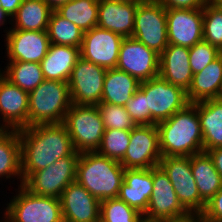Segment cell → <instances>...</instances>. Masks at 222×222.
<instances>
[{"mask_svg":"<svg viewBox=\"0 0 222 222\" xmlns=\"http://www.w3.org/2000/svg\"><path fill=\"white\" fill-rule=\"evenodd\" d=\"M53 11L71 0H43Z\"/></svg>","mask_w":222,"mask_h":222,"instance_id":"44","label":"cell"},{"mask_svg":"<svg viewBox=\"0 0 222 222\" xmlns=\"http://www.w3.org/2000/svg\"><path fill=\"white\" fill-rule=\"evenodd\" d=\"M125 108L136 125H156L151 120L145 93L140 88L127 101Z\"/></svg>","mask_w":222,"mask_h":222,"instance_id":"38","label":"cell"},{"mask_svg":"<svg viewBox=\"0 0 222 222\" xmlns=\"http://www.w3.org/2000/svg\"><path fill=\"white\" fill-rule=\"evenodd\" d=\"M206 152L211 157L215 169L222 177V147L207 150Z\"/></svg>","mask_w":222,"mask_h":222,"instance_id":"42","label":"cell"},{"mask_svg":"<svg viewBox=\"0 0 222 222\" xmlns=\"http://www.w3.org/2000/svg\"><path fill=\"white\" fill-rule=\"evenodd\" d=\"M168 44L191 48L203 40V10L166 8Z\"/></svg>","mask_w":222,"mask_h":222,"instance_id":"16","label":"cell"},{"mask_svg":"<svg viewBox=\"0 0 222 222\" xmlns=\"http://www.w3.org/2000/svg\"><path fill=\"white\" fill-rule=\"evenodd\" d=\"M107 69L80 57L68 81L71 102L97 106L101 102Z\"/></svg>","mask_w":222,"mask_h":222,"instance_id":"11","label":"cell"},{"mask_svg":"<svg viewBox=\"0 0 222 222\" xmlns=\"http://www.w3.org/2000/svg\"><path fill=\"white\" fill-rule=\"evenodd\" d=\"M76 152H94L105 132L97 106L71 104L64 122Z\"/></svg>","mask_w":222,"mask_h":222,"instance_id":"6","label":"cell"},{"mask_svg":"<svg viewBox=\"0 0 222 222\" xmlns=\"http://www.w3.org/2000/svg\"><path fill=\"white\" fill-rule=\"evenodd\" d=\"M143 215L119 198L100 201V222H142Z\"/></svg>","mask_w":222,"mask_h":222,"instance_id":"33","label":"cell"},{"mask_svg":"<svg viewBox=\"0 0 222 222\" xmlns=\"http://www.w3.org/2000/svg\"><path fill=\"white\" fill-rule=\"evenodd\" d=\"M123 39L110 30L94 27L84 32L80 55L84 60L106 69L116 68Z\"/></svg>","mask_w":222,"mask_h":222,"instance_id":"15","label":"cell"},{"mask_svg":"<svg viewBox=\"0 0 222 222\" xmlns=\"http://www.w3.org/2000/svg\"><path fill=\"white\" fill-rule=\"evenodd\" d=\"M161 158L157 125H136L121 165L125 169H151L159 166Z\"/></svg>","mask_w":222,"mask_h":222,"instance_id":"12","label":"cell"},{"mask_svg":"<svg viewBox=\"0 0 222 222\" xmlns=\"http://www.w3.org/2000/svg\"><path fill=\"white\" fill-rule=\"evenodd\" d=\"M165 8L170 9H199L203 8L208 0H158Z\"/></svg>","mask_w":222,"mask_h":222,"instance_id":"40","label":"cell"},{"mask_svg":"<svg viewBox=\"0 0 222 222\" xmlns=\"http://www.w3.org/2000/svg\"><path fill=\"white\" fill-rule=\"evenodd\" d=\"M0 73L12 84L28 93L39 86L43 81L40 63L12 61Z\"/></svg>","mask_w":222,"mask_h":222,"instance_id":"31","label":"cell"},{"mask_svg":"<svg viewBox=\"0 0 222 222\" xmlns=\"http://www.w3.org/2000/svg\"><path fill=\"white\" fill-rule=\"evenodd\" d=\"M140 83L138 79L120 69H107L100 103L125 106L139 89Z\"/></svg>","mask_w":222,"mask_h":222,"instance_id":"27","label":"cell"},{"mask_svg":"<svg viewBox=\"0 0 222 222\" xmlns=\"http://www.w3.org/2000/svg\"><path fill=\"white\" fill-rule=\"evenodd\" d=\"M47 32L50 44L81 48L84 32L56 10L51 12Z\"/></svg>","mask_w":222,"mask_h":222,"instance_id":"32","label":"cell"},{"mask_svg":"<svg viewBox=\"0 0 222 222\" xmlns=\"http://www.w3.org/2000/svg\"><path fill=\"white\" fill-rule=\"evenodd\" d=\"M117 1H121V2H133V3H142L145 2L147 0H117Z\"/></svg>","mask_w":222,"mask_h":222,"instance_id":"47","label":"cell"},{"mask_svg":"<svg viewBox=\"0 0 222 222\" xmlns=\"http://www.w3.org/2000/svg\"><path fill=\"white\" fill-rule=\"evenodd\" d=\"M190 213L181 205L168 175L160 166L153 168V192L143 218L159 222L188 216Z\"/></svg>","mask_w":222,"mask_h":222,"instance_id":"13","label":"cell"},{"mask_svg":"<svg viewBox=\"0 0 222 222\" xmlns=\"http://www.w3.org/2000/svg\"><path fill=\"white\" fill-rule=\"evenodd\" d=\"M159 75L170 84L179 86L187 92L193 79L189 48L168 44L160 54Z\"/></svg>","mask_w":222,"mask_h":222,"instance_id":"22","label":"cell"},{"mask_svg":"<svg viewBox=\"0 0 222 222\" xmlns=\"http://www.w3.org/2000/svg\"><path fill=\"white\" fill-rule=\"evenodd\" d=\"M0 119L4 129L29 127V93L0 73Z\"/></svg>","mask_w":222,"mask_h":222,"instance_id":"18","label":"cell"},{"mask_svg":"<svg viewBox=\"0 0 222 222\" xmlns=\"http://www.w3.org/2000/svg\"><path fill=\"white\" fill-rule=\"evenodd\" d=\"M124 167L117 160L94 152L80 153L76 181L99 201L118 198Z\"/></svg>","mask_w":222,"mask_h":222,"instance_id":"3","label":"cell"},{"mask_svg":"<svg viewBox=\"0 0 222 222\" xmlns=\"http://www.w3.org/2000/svg\"><path fill=\"white\" fill-rule=\"evenodd\" d=\"M222 97V53L201 72L193 74L187 91L190 103Z\"/></svg>","mask_w":222,"mask_h":222,"instance_id":"24","label":"cell"},{"mask_svg":"<svg viewBox=\"0 0 222 222\" xmlns=\"http://www.w3.org/2000/svg\"><path fill=\"white\" fill-rule=\"evenodd\" d=\"M7 19H10L8 20V23L11 24L10 16L0 7V26L4 25L7 22Z\"/></svg>","mask_w":222,"mask_h":222,"instance_id":"45","label":"cell"},{"mask_svg":"<svg viewBox=\"0 0 222 222\" xmlns=\"http://www.w3.org/2000/svg\"><path fill=\"white\" fill-rule=\"evenodd\" d=\"M0 222H9L6 218L4 219L3 217V220H0Z\"/></svg>","mask_w":222,"mask_h":222,"instance_id":"48","label":"cell"},{"mask_svg":"<svg viewBox=\"0 0 222 222\" xmlns=\"http://www.w3.org/2000/svg\"><path fill=\"white\" fill-rule=\"evenodd\" d=\"M222 52L205 40H201L189 48L190 68L193 74L201 72Z\"/></svg>","mask_w":222,"mask_h":222,"instance_id":"37","label":"cell"},{"mask_svg":"<svg viewBox=\"0 0 222 222\" xmlns=\"http://www.w3.org/2000/svg\"><path fill=\"white\" fill-rule=\"evenodd\" d=\"M60 201L63 221L100 222V201L77 181L66 187Z\"/></svg>","mask_w":222,"mask_h":222,"instance_id":"19","label":"cell"},{"mask_svg":"<svg viewBox=\"0 0 222 222\" xmlns=\"http://www.w3.org/2000/svg\"><path fill=\"white\" fill-rule=\"evenodd\" d=\"M4 130V128L2 127L1 123H0V133Z\"/></svg>","mask_w":222,"mask_h":222,"instance_id":"49","label":"cell"},{"mask_svg":"<svg viewBox=\"0 0 222 222\" xmlns=\"http://www.w3.org/2000/svg\"><path fill=\"white\" fill-rule=\"evenodd\" d=\"M200 218L202 222H222V188L206 203Z\"/></svg>","mask_w":222,"mask_h":222,"instance_id":"39","label":"cell"},{"mask_svg":"<svg viewBox=\"0 0 222 222\" xmlns=\"http://www.w3.org/2000/svg\"><path fill=\"white\" fill-rule=\"evenodd\" d=\"M23 0H0V7L12 18Z\"/></svg>","mask_w":222,"mask_h":222,"instance_id":"41","label":"cell"},{"mask_svg":"<svg viewBox=\"0 0 222 222\" xmlns=\"http://www.w3.org/2000/svg\"><path fill=\"white\" fill-rule=\"evenodd\" d=\"M80 57V48L50 44L46 56L40 62L44 80L68 82Z\"/></svg>","mask_w":222,"mask_h":222,"instance_id":"23","label":"cell"},{"mask_svg":"<svg viewBox=\"0 0 222 222\" xmlns=\"http://www.w3.org/2000/svg\"><path fill=\"white\" fill-rule=\"evenodd\" d=\"M203 40L222 52V10L207 3L203 8Z\"/></svg>","mask_w":222,"mask_h":222,"instance_id":"35","label":"cell"},{"mask_svg":"<svg viewBox=\"0 0 222 222\" xmlns=\"http://www.w3.org/2000/svg\"><path fill=\"white\" fill-rule=\"evenodd\" d=\"M138 3L99 0L97 27L132 37Z\"/></svg>","mask_w":222,"mask_h":222,"instance_id":"20","label":"cell"},{"mask_svg":"<svg viewBox=\"0 0 222 222\" xmlns=\"http://www.w3.org/2000/svg\"><path fill=\"white\" fill-rule=\"evenodd\" d=\"M139 88L145 93L147 109H149L151 120L155 124L169 119L174 113L184 109L190 103L184 89L170 84L160 75L142 81Z\"/></svg>","mask_w":222,"mask_h":222,"instance_id":"9","label":"cell"},{"mask_svg":"<svg viewBox=\"0 0 222 222\" xmlns=\"http://www.w3.org/2000/svg\"><path fill=\"white\" fill-rule=\"evenodd\" d=\"M23 180L36 171L76 152L67 127L62 123L38 124L18 129Z\"/></svg>","mask_w":222,"mask_h":222,"instance_id":"1","label":"cell"},{"mask_svg":"<svg viewBox=\"0 0 222 222\" xmlns=\"http://www.w3.org/2000/svg\"><path fill=\"white\" fill-rule=\"evenodd\" d=\"M130 130L109 129L105 130L97 153L121 161L130 143Z\"/></svg>","mask_w":222,"mask_h":222,"instance_id":"34","label":"cell"},{"mask_svg":"<svg viewBox=\"0 0 222 222\" xmlns=\"http://www.w3.org/2000/svg\"><path fill=\"white\" fill-rule=\"evenodd\" d=\"M20 179L23 184L21 173V143L18 130L4 129L0 133V178Z\"/></svg>","mask_w":222,"mask_h":222,"instance_id":"29","label":"cell"},{"mask_svg":"<svg viewBox=\"0 0 222 222\" xmlns=\"http://www.w3.org/2000/svg\"><path fill=\"white\" fill-rule=\"evenodd\" d=\"M156 125L162 157L192 156L203 152V136L197 102L189 103L184 109Z\"/></svg>","mask_w":222,"mask_h":222,"instance_id":"2","label":"cell"},{"mask_svg":"<svg viewBox=\"0 0 222 222\" xmlns=\"http://www.w3.org/2000/svg\"><path fill=\"white\" fill-rule=\"evenodd\" d=\"M159 222H202L200 215L197 214H189L186 217L174 219V220H167V221H159Z\"/></svg>","mask_w":222,"mask_h":222,"instance_id":"43","label":"cell"},{"mask_svg":"<svg viewBox=\"0 0 222 222\" xmlns=\"http://www.w3.org/2000/svg\"><path fill=\"white\" fill-rule=\"evenodd\" d=\"M153 192V168L124 169V181L121 183L118 198L145 214Z\"/></svg>","mask_w":222,"mask_h":222,"instance_id":"21","label":"cell"},{"mask_svg":"<svg viewBox=\"0 0 222 222\" xmlns=\"http://www.w3.org/2000/svg\"><path fill=\"white\" fill-rule=\"evenodd\" d=\"M52 11L43 0H23L9 30L47 31Z\"/></svg>","mask_w":222,"mask_h":222,"instance_id":"28","label":"cell"},{"mask_svg":"<svg viewBox=\"0 0 222 222\" xmlns=\"http://www.w3.org/2000/svg\"><path fill=\"white\" fill-rule=\"evenodd\" d=\"M132 37L159 55L167 48L166 8L158 0L138 3Z\"/></svg>","mask_w":222,"mask_h":222,"instance_id":"7","label":"cell"},{"mask_svg":"<svg viewBox=\"0 0 222 222\" xmlns=\"http://www.w3.org/2000/svg\"><path fill=\"white\" fill-rule=\"evenodd\" d=\"M80 155H69L47 168L29 174L22 186L30 193L60 198L66 187L76 181L77 162Z\"/></svg>","mask_w":222,"mask_h":222,"instance_id":"8","label":"cell"},{"mask_svg":"<svg viewBox=\"0 0 222 222\" xmlns=\"http://www.w3.org/2000/svg\"><path fill=\"white\" fill-rule=\"evenodd\" d=\"M203 151L222 147V97L197 102Z\"/></svg>","mask_w":222,"mask_h":222,"instance_id":"25","label":"cell"},{"mask_svg":"<svg viewBox=\"0 0 222 222\" xmlns=\"http://www.w3.org/2000/svg\"><path fill=\"white\" fill-rule=\"evenodd\" d=\"M160 55L133 37L122 40L116 68L140 82L159 75Z\"/></svg>","mask_w":222,"mask_h":222,"instance_id":"14","label":"cell"},{"mask_svg":"<svg viewBox=\"0 0 222 222\" xmlns=\"http://www.w3.org/2000/svg\"><path fill=\"white\" fill-rule=\"evenodd\" d=\"M97 108L101 114L105 130L118 129L131 131L136 126L125 106L99 103Z\"/></svg>","mask_w":222,"mask_h":222,"instance_id":"36","label":"cell"},{"mask_svg":"<svg viewBox=\"0 0 222 222\" xmlns=\"http://www.w3.org/2000/svg\"><path fill=\"white\" fill-rule=\"evenodd\" d=\"M190 165L201 200L206 204L222 188V177L207 152L190 156Z\"/></svg>","mask_w":222,"mask_h":222,"instance_id":"26","label":"cell"},{"mask_svg":"<svg viewBox=\"0 0 222 222\" xmlns=\"http://www.w3.org/2000/svg\"><path fill=\"white\" fill-rule=\"evenodd\" d=\"M7 61L40 63L46 56L50 40L47 31L6 30Z\"/></svg>","mask_w":222,"mask_h":222,"instance_id":"17","label":"cell"},{"mask_svg":"<svg viewBox=\"0 0 222 222\" xmlns=\"http://www.w3.org/2000/svg\"><path fill=\"white\" fill-rule=\"evenodd\" d=\"M71 104L68 82L44 80L29 92V127L64 122Z\"/></svg>","mask_w":222,"mask_h":222,"instance_id":"4","label":"cell"},{"mask_svg":"<svg viewBox=\"0 0 222 222\" xmlns=\"http://www.w3.org/2000/svg\"><path fill=\"white\" fill-rule=\"evenodd\" d=\"M99 0H71L56 11L83 32L97 27Z\"/></svg>","mask_w":222,"mask_h":222,"instance_id":"30","label":"cell"},{"mask_svg":"<svg viewBox=\"0 0 222 222\" xmlns=\"http://www.w3.org/2000/svg\"><path fill=\"white\" fill-rule=\"evenodd\" d=\"M159 166L168 175L181 205L190 213L200 215L206 204L201 200L190 165V156L162 157Z\"/></svg>","mask_w":222,"mask_h":222,"instance_id":"10","label":"cell"},{"mask_svg":"<svg viewBox=\"0 0 222 222\" xmlns=\"http://www.w3.org/2000/svg\"><path fill=\"white\" fill-rule=\"evenodd\" d=\"M17 190L4 210V218L9 222L63 221L60 198L30 193L22 185Z\"/></svg>","mask_w":222,"mask_h":222,"instance_id":"5","label":"cell"},{"mask_svg":"<svg viewBox=\"0 0 222 222\" xmlns=\"http://www.w3.org/2000/svg\"><path fill=\"white\" fill-rule=\"evenodd\" d=\"M208 3H210L214 7H222V0H208Z\"/></svg>","mask_w":222,"mask_h":222,"instance_id":"46","label":"cell"}]
</instances>
